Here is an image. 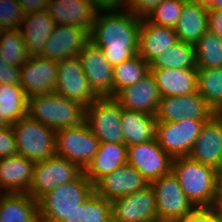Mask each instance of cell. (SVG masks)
<instances>
[{
    "instance_id": "obj_1",
    "label": "cell",
    "mask_w": 222,
    "mask_h": 222,
    "mask_svg": "<svg viewBox=\"0 0 222 222\" xmlns=\"http://www.w3.org/2000/svg\"><path fill=\"white\" fill-rule=\"evenodd\" d=\"M141 22L142 19L128 9L98 11L90 31V41L101 48L114 67L138 54Z\"/></svg>"
},
{
    "instance_id": "obj_2",
    "label": "cell",
    "mask_w": 222,
    "mask_h": 222,
    "mask_svg": "<svg viewBox=\"0 0 222 222\" xmlns=\"http://www.w3.org/2000/svg\"><path fill=\"white\" fill-rule=\"evenodd\" d=\"M86 109L78 102L50 93L30 97L27 115L57 131L85 124Z\"/></svg>"
},
{
    "instance_id": "obj_3",
    "label": "cell",
    "mask_w": 222,
    "mask_h": 222,
    "mask_svg": "<svg viewBox=\"0 0 222 222\" xmlns=\"http://www.w3.org/2000/svg\"><path fill=\"white\" fill-rule=\"evenodd\" d=\"M171 171L195 208L215 206L216 169L185 156L173 158Z\"/></svg>"
},
{
    "instance_id": "obj_4",
    "label": "cell",
    "mask_w": 222,
    "mask_h": 222,
    "mask_svg": "<svg viewBox=\"0 0 222 222\" xmlns=\"http://www.w3.org/2000/svg\"><path fill=\"white\" fill-rule=\"evenodd\" d=\"M93 192V184L84 173L72 182L57 185L38 200L40 222H63Z\"/></svg>"
},
{
    "instance_id": "obj_5",
    "label": "cell",
    "mask_w": 222,
    "mask_h": 222,
    "mask_svg": "<svg viewBox=\"0 0 222 222\" xmlns=\"http://www.w3.org/2000/svg\"><path fill=\"white\" fill-rule=\"evenodd\" d=\"M13 129L18 154L34 162L57 155L55 131L28 115L14 124Z\"/></svg>"
},
{
    "instance_id": "obj_6",
    "label": "cell",
    "mask_w": 222,
    "mask_h": 222,
    "mask_svg": "<svg viewBox=\"0 0 222 222\" xmlns=\"http://www.w3.org/2000/svg\"><path fill=\"white\" fill-rule=\"evenodd\" d=\"M123 107L114 97H100L86 109V123L100 143L124 144Z\"/></svg>"
},
{
    "instance_id": "obj_7",
    "label": "cell",
    "mask_w": 222,
    "mask_h": 222,
    "mask_svg": "<svg viewBox=\"0 0 222 222\" xmlns=\"http://www.w3.org/2000/svg\"><path fill=\"white\" fill-rule=\"evenodd\" d=\"M83 170L68 159L55 155L35 164L33 181L28 194L39 200L57 185H63L77 179Z\"/></svg>"
},
{
    "instance_id": "obj_8",
    "label": "cell",
    "mask_w": 222,
    "mask_h": 222,
    "mask_svg": "<svg viewBox=\"0 0 222 222\" xmlns=\"http://www.w3.org/2000/svg\"><path fill=\"white\" fill-rule=\"evenodd\" d=\"M207 121L184 118L175 122H157L156 140L172 158L188 156Z\"/></svg>"
},
{
    "instance_id": "obj_9",
    "label": "cell",
    "mask_w": 222,
    "mask_h": 222,
    "mask_svg": "<svg viewBox=\"0 0 222 222\" xmlns=\"http://www.w3.org/2000/svg\"><path fill=\"white\" fill-rule=\"evenodd\" d=\"M55 134L57 155L77 164L82 170L98 151L100 142L87 123L57 130Z\"/></svg>"
},
{
    "instance_id": "obj_10",
    "label": "cell",
    "mask_w": 222,
    "mask_h": 222,
    "mask_svg": "<svg viewBox=\"0 0 222 222\" xmlns=\"http://www.w3.org/2000/svg\"><path fill=\"white\" fill-rule=\"evenodd\" d=\"M150 186L156 197L158 220L176 221L195 209L172 171L151 182Z\"/></svg>"
},
{
    "instance_id": "obj_11",
    "label": "cell",
    "mask_w": 222,
    "mask_h": 222,
    "mask_svg": "<svg viewBox=\"0 0 222 222\" xmlns=\"http://www.w3.org/2000/svg\"><path fill=\"white\" fill-rule=\"evenodd\" d=\"M57 71L55 93L86 107L100 98L84 74L78 56L58 61Z\"/></svg>"
},
{
    "instance_id": "obj_12",
    "label": "cell",
    "mask_w": 222,
    "mask_h": 222,
    "mask_svg": "<svg viewBox=\"0 0 222 222\" xmlns=\"http://www.w3.org/2000/svg\"><path fill=\"white\" fill-rule=\"evenodd\" d=\"M215 110L198 91L181 96L161 97L155 114L157 122H175L182 119L210 120Z\"/></svg>"
},
{
    "instance_id": "obj_13",
    "label": "cell",
    "mask_w": 222,
    "mask_h": 222,
    "mask_svg": "<svg viewBox=\"0 0 222 222\" xmlns=\"http://www.w3.org/2000/svg\"><path fill=\"white\" fill-rule=\"evenodd\" d=\"M127 163L136 168L148 184L172 170L173 158L156 139L127 147Z\"/></svg>"
},
{
    "instance_id": "obj_14",
    "label": "cell",
    "mask_w": 222,
    "mask_h": 222,
    "mask_svg": "<svg viewBox=\"0 0 222 222\" xmlns=\"http://www.w3.org/2000/svg\"><path fill=\"white\" fill-rule=\"evenodd\" d=\"M112 222H153L158 220L156 197L150 186L111 201Z\"/></svg>"
},
{
    "instance_id": "obj_15",
    "label": "cell",
    "mask_w": 222,
    "mask_h": 222,
    "mask_svg": "<svg viewBox=\"0 0 222 222\" xmlns=\"http://www.w3.org/2000/svg\"><path fill=\"white\" fill-rule=\"evenodd\" d=\"M77 56L94 91L100 97H114L113 67L101 48L89 41Z\"/></svg>"
},
{
    "instance_id": "obj_16",
    "label": "cell",
    "mask_w": 222,
    "mask_h": 222,
    "mask_svg": "<svg viewBox=\"0 0 222 222\" xmlns=\"http://www.w3.org/2000/svg\"><path fill=\"white\" fill-rule=\"evenodd\" d=\"M57 62L40 56H29L20 69V85L29 99L32 96L55 93Z\"/></svg>"
},
{
    "instance_id": "obj_17",
    "label": "cell",
    "mask_w": 222,
    "mask_h": 222,
    "mask_svg": "<svg viewBox=\"0 0 222 222\" xmlns=\"http://www.w3.org/2000/svg\"><path fill=\"white\" fill-rule=\"evenodd\" d=\"M89 41V30L56 24L39 56L56 62L75 57Z\"/></svg>"
},
{
    "instance_id": "obj_18",
    "label": "cell",
    "mask_w": 222,
    "mask_h": 222,
    "mask_svg": "<svg viewBox=\"0 0 222 222\" xmlns=\"http://www.w3.org/2000/svg\"><path fill=\"white\" fill-rule=\"evenodd\" d=\"M149 184L141 173L126 163L113 173L100 178L94 185V192L108 201L132 194L144 189Z\"/></svg>"
},
{
    "instance_id": "obj_19",
    "label": "cell",
    "mask_w": 222,
    "mask_h": 222,
    "mask_svg": "<svg viewBox=\"0 0 222 222\" xmlns=\"http://www.w3.org/2000/svg\"><path fill=\"white\" fill-rule=\"evenodd\" d=\"M114 98L125 109L155 115L161 95L150 72L139 82L121 89Z\"/></svg>"
},
{
    "instance_id": "obj_20",
    "label": "cell",
    "mask_w": 222,
    "mask_h": 222,
    "mask_svg": "<svg viewBox=\"0 0 222 222\" xmlns=\"http://www.w3.org/2000/svg\"><path fill=\"white\" fill-rule=\"evenodd\" d=\"M222 155V115L205 122L188 155L194 161L217 169Z\"/></svg>"
},
{
    "instance_id": "obj_21",
    "label": "cell",
    "mask_w": 222,
    "mask_h": 222,
    "mask_svg": "<svg viewBox=\"0 0 222 222\" xmlns=\"http://www.w3.org/2000/svg\"><path fill=\"white\" fill-rule=\"evenodd\" d=\"M46 10L56 24L89 31L98 13L92 0H50Z\"/></svg>"
},
{
    "instance_id": "obj_22",
    "label": "cell",
    "mask_w": 222,
    "mask_h": 222,
    "mask_svg": "<svg viewBox=\"0 0 222 222\" xmlns=\"http://www.w3.org/2000/svg\"><path fill=\"white\" fill-rule=\"evenodd\" d=\"M36 162L19 154L0 159V193H27Z\"/></svg>"
},
{
    "instance_id": "obj_23",
    "label": "cell",
    "mask_w": 222,
    "mask_h": 222,
    "mask_svg": "<svg viewBox=\"0 0 222 222\" xmlns=\"http://www.w3.org/2000/svg\"><path fill=\"white\" fill-rule=\"evenodd\" d=\"M178 36L171 27L159 26L142 19L139 29L138 54L146 61L151 62L161 52L178 42Z\"/></svg>"
},
{
    "instance_id": "obj_24",
    "label": "cell",
    "mask_w": 222,
    "mask_h": 222,
    "mask_svg": "<svg viewBox=\"0 0 222 222\" xmlns=\"http://www.w3.org/2000/svg\"><path fill=\"white\" fill-rule=\"evenodd\" d=\"M180 41L195 44L208 30V7L203 0H186L174 27Z\"/></svg>"
},
{
    "instance_id": "obj_25",
    "label": "cell",
    "mask_w": 222,
    "mask_h": 222,
    "mask_svg": "<svg viewBox=\"0 0 222 222\" xmlns=\"http://www.w3.org/2000/svg\"><path fill=\"white\" fill-rule=\"evenodd\" d=\"M55 25V21L49 16L47 10L24 16L19 30L29 56H39L42 53Z\"/></svg>"
},
{
    "instance_id": "obj_26",
    "label": "cell",
    "mask_w": 222,
    "mask_h": 222,
    "mask_svg": "<svg viewBox=\"0 0 222 222\" xmlns=\"http://www.w3.org/2000/svg\"><path fill=\"white\" fill-rule=\"evenodd\" d=\"M127 155L125 144L102 142L83 173L94 185L103 176L113 173L126 164Z\"/></svg>"
},
{
    "instance_id": "obj_27",
    "label": "cell",
    "mask_w": 222,
    "mask_h": 222,
    "mask_svg": "<svg viewBox=\"0 0 222 222\" xmlns=\"http://www.w3.org/2000/svg\"><path fill=\"white\" fill-rule=\"evenodd\" d=\"M161 97L181 96L197 91V68L150 69Z\"/></svg>"
},
{
    "instance_id": "obj_28",
    "label": "cell",
    "mask_w": 222,
    "mask_h": 222,
    "mask_svg": "<svg viewBox=\"0 0 222 222\" xmlns=\"http://www.w3.org/2000/svg\"><path fill=\"white\" fill-rule=\"evenodd\" d=\"M0 222H40L38 200L28 193H0Z\"/></svg>"
},
{
    "instance_id": "obj_29",
    "label": "cell",
    "mask_w": 222,
    "mask_h": 222,
    "mask_svg": "<svg viewBox=\"0 0 222 222\" xmlns=\"http://www.w3.org/2000/svg\"><path fill=\"white\" fill-rule=\"evenodd\" d=\"M155 115L123 108L121 127L124 135V144L129 147L156 139Z\"/></svg>"
},
{
    "instance_id": "obj_30",
    "label": "cell",
    "mask_w": 222,
    "mask_h": 222,
    "mask_svg": "<svg viewBox=\"0 0 222 222\" xmlns=\"http://www.w3.org/2000/svg\"><path fill=\"white\" fill-rule=\"evenodd\" d=\"M197 68L195 46L178 41L150 62V69Z\"/></svg>"
},
{
    "instance_id": "obj_31",
    "label": "cell",
    "mask_w": 222,
    "mask_h": 222,
    "mask_svg": "<svg viewBox=\"0 0 222 222\" xmlns=\"http://www.w3.org/2000/svg\"><path fill=\"white\" fill-rule=\"evenodd\" d=\"M28 98L20 84H0V114L11 125L27 116Z\"/></svg>"
},
{
    "instance_id": "obj_32",
    "label": "cell",
    "mask_w": 222,
    "mask_h": 222,
    "mask_svg": "<svg viewBox=\"0 0 222 222\" xmlns=\"http://www.w3.org/2000/svg\"><path fill=\"white\" fill-rule=\"evenodd\" d=\"M63 222H112L111 201L93 192Z\"/></svg>"
},
{
    "instance_id": "obj_33",
    "label": "cell",
    "mask_w": 222,
    "mask_h": 222,
    "mask_svg": "<svg viewBox=\"0 0 222 222\" xmlns=\"http://www.w3.org/2000/svg\"><path fill=\"white\" fill-rule=\"evenodd\" d=\"M150 73V63L139 54L113 67L114 96L124 87L139 82Z\"/></svg>"
},
{
    "instance_id": "obj_34",
    "label": "cell",
    "mask_w": 222,
    "mask_h": 222,
    "mask_svg": "<svg viewBox=\"0 0 222 222\" xmlns=\"http://www.w3.org/2000/svg\"><path fill=\"white\" fill-rule=\"evenodd\" d=\"M197 91L219 113L222 110V68L198 69Z\"/></svg>"
},
{
    "instance_id": "obj_35",
    "label": "cell",
    "mask_w": 222,
    "mask_h": 222,
    "mask_svg": "<svg viewBox=\"0 0 222 222\" xmlns=\"http://www.w3.org/2000/svg\"><path fill=\"white\" fill-rule=\"evenodd\" d=\"M197 69L222 68V39L206 31L194 44Z\"/></svg>"
},
{
    "instance_id": "obj_36",
    "label": "cell",
    "mask_w": 222,
    "mask_h": 222,
    "mask_svg": "<svg viewBox=\"0 0 222 222\" xmlns=\"http://www.w3.org/2000/svg\"><path fill=\"white\" fill-rule=\"evenodd\" d=\"M0 56L13 66L21 67L27 61L29 55L19 29H6L0 35Z\"/></svg>"
},
{
    "instance_id": "obj_37",
    "label": "cell",
    "mask_w": 222,
    "mask_h": 222,
    "mask_svg": "<svg viewBox=\"0 0 222 222\" xmlns=\"http://www.w3.org/2000/svg\"><path fill=\"white\" fill-rule=\"evenodd\" d=\"M186 0H162L146 18L149 22L174 28L181 16Z\"/></svg>"
},
{
    "instance_id": "obj_38",
    "label": "cell",
    "mask_w": 222,
    "mask_h": 222,
    "mask_svg": "<svg viewBox=\"0 0 222 222\" xmlns=\"http://www.w3.org/2000/svg\"><path fill=\"white\" fill-rule=\"evenodd\" d=\"M24 16L18 0H0V24L5 30L19 29Z\"/></svg>"
},
{
    "instance_id": "obj_39",
    "label": "cell",
    "mask_w": 222,
    "mask_h": 222,
    "mask_svg": "<svg viewBox=\"0 0 222 222\" xmlns=\"http://www.w3.org/2000/svg\"><path fill=\"white\" fill-rule=\"evenodd\" d=\"M17 154V143L11 125L0 127V159Z\"/></svg>"
},
{
    "instance_id": "obj_40",
    "label": "cell",
    "mask_w": 222,
    "mask_h": 222,
    "mask_svg": "<svg viewBox=\"0 0 222 222\" xmlns=\"http://www.w3.org/2000/svg\"><path fill=\"white\" fill-rule=\"evenodd\" d=\"M221 214L219 207L195 208L191 214L177 219L175 222H216V218Z\"/></svg>"
},
{
    "instance_id": "obj_41",
    "label": "cell",
    "mask_w": 222,
    "mask_h": 222,
    "mask_svg": "<svg viewBox=\"0 0 222 222\" xmlns=\"http://www.w3.org/2000/svg\"><path fill=\"white\" fill-rule=\"evenodd\" d=\"M162 0H128L127 9L136 17L145 19Z\"/></svg>"
},
{
    "instance_id": "obj_42",
    "label": "cell",
    "mask_w": 222,
    "mask_h": 222,
    "mask_svg": "<svg viewBox=\"0 0 222 222\" xmlns=\"http://www.w3.org/2000/svg\"><path fill=\"white\" fill-rule=\"evenodd\" d=\"M20 69L7 64L0 56V84H20Z\"/></svg>"
},
{
    "instance_id": "obj_43",
    "label": "cell",
    "mask_w": 222,
    "mask_h": 222,
    "mask_svg": "<svg viewBox=\"0 0 222 222\" xmlns=\"http://www.w3.org/2000/svg\"><path fill=\"white\" fill-rule=\"evenodd\" d=\"M208 31L222 39V11L208 9Z\"/></svg>"
},
{
    "instance_id": "obj_44",
    "label": "cell",
    "mask_w": 222,
    "mask_h": 222,
    "mask_svg": "<svg viewBox=\"0 0 222 222\" xmlns=\"http://www.w3.org/2000/svg\"><path fill=\"white\" fill-rule=\"evenodd\" d=\"M23 13L33 14L47 9L50 0H18Z\"/></svg>"
},
{
    "instance_id": "obj_45",
    "label": "cell",
    "mask_w": 222,
    "mask_h": 222,
    "mask_svg": "<svg viewBox=\"0 0 222 222\" xmlns=\"http://www.w3.org/2000/svg\"><path fill=\"white\" fill-rule=\"evenodd\" d=\"M95 8L100 11L127 9L128 0H92Z\"/></svg>"
},
{
    "instance_id": "obj_46",
    "label": "cell",
    "mask_w": 222,
    "mask_h": 222,
    "mask_svg": "<svg viewBox=\"0 0 222 222\" xmlns=\"http://www.w3.org/2000/svg\"><path fill=\"white\" fill-rule=\"evenodd\" d=\"M222 204V172H216L215 206Z\"/></svg>"
},
{
    "instance_id": "obj_47",
    "label": "cell",
    "mask_w": 222,
    "mask_h": 222,
    "mask_svg": "<svg viewBox=\"0 0 222 222\" xmlns=\"http://www.w3.org/2000/svg\"><path fill=\"white\" fill-rule=\"evenodd\" d=\"M208 9H216L222 11V0H203Z\"/></svg>"
},
{
    "instance_id": "obj_48",
    "label": "cell",
    "mask_w": 222,
    "mask_h": 222,
    "mask_svg": "<svg viewBox=\"0 0 222 222\" xmlns=\"http://www.w3.org/2000/svg\"><path fill=\"white\" fill-rule=\"evenodd\" d=\"M10 124L2 117V114H0V127L9 126Z\"/></svg>"
},
{
    "instance_id": "obj_49",
    "label": "cell",
    "mask_w": 222,
    "mask_h": 222,
    "mask_svg": "<svg viewBox=\"0 0 222 222\" xmlns=\"http://www.w3.org/2000/svg\"><path fill=\"white\" fill-rule=\"evenodd\" d=\"M216 172H222V155H221V159H220V162H219V165L216 169Z\"/></svg>"
},
{
    "instance_id": "obj_50",
    "label": "cell",
    "mask_w": 222,
    "mask_h": 222,
    "mask_svg": "<svg viewBox=\"0 0 222 222\" xmlns=\"http://www.w3.org/2000/svg\"><path fill=\"white\" fill-rule=\"evenodd\" d=\"M216 222H222V213L216 218Z\"/></svg>"
},
{
    "instance_id": "obj_51",
    "label": "cell",
    "mask_w": 222,
    "mask_h": 222,
    "mask_svg": "<svg viewBox=\"0 0 222 222\" xmlns=\"http://www.w3.org/2000/svg\"><path fill=\"white\" fill-rule=\"evenodd\" d=\"M5 31V29L2 27V25L0 24V35Z\"/></svg>"
},
{
    "instance_id": "obj_52",
    "label": "cell",
    "mask_w": 222,
    "mask_h": 222,
    "mask_svg": "<svg viewBox=\"0 0 222 222\" xmlns=\"http://www.w3.org/2000/svg\"><path fill=\"white\" fill-rule=\"evenodd\" d=\"M153 222H175V221L156 220V221H153Z\"/></svg>"
},
{
    "instance_id": "obj_53",
    "label": "cell",
    "mask_w": 222,
    "mask_h": 222,
    "mask_svg": "<svg viewBox=\"0 0 222 222\" xmlns=\"http://www.w3.org/2000/svg\"><path fill=\"white\" fill-rule=\"evenodd\" d=\"M219 209H220V211H221V213H222V204L219 206Z\"/></svg>"
}]
</instances>
